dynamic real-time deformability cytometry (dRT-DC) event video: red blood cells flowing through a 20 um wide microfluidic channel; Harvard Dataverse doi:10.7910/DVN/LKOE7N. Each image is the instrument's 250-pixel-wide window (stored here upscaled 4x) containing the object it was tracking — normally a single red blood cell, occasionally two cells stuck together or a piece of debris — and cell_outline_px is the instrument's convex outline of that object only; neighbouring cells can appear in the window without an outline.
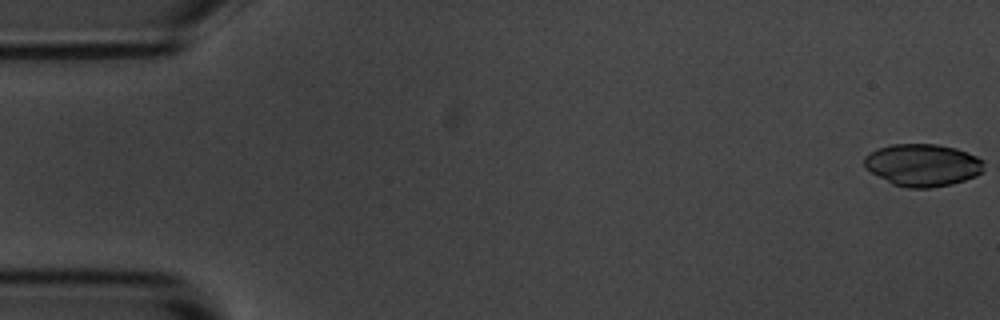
{"species": "common noctule bat (a hibernating species)", "species_latin": "Nyctalus noctula", "temperature_condition": "room temperature", "stored_images_in_passage": 4, "camera_frame_rate_fps": 3000, "um_per_image_px": 0.085, "animal": {"sex": "male", "body_mass_g": 20.1, "forearm_length_mm": 53.5}, "frame": {"image": 1, "passage_image": 1, "time_ms": 0.0, "image_size_px": [1000, 320], "cell_outline_px": [[984, 172], [976, 176], [952, 184], [928, 188], [908, 188], [892, 184], [864, 168], [864, 156], [880, 148], [892, 144], [936, 144], [956, 148], [976, 156], [984, 160]], "centroid_in_image_um": [78.45, 14.03], "position_along_channel_um": 6.6, "area_um2": 29.59}}